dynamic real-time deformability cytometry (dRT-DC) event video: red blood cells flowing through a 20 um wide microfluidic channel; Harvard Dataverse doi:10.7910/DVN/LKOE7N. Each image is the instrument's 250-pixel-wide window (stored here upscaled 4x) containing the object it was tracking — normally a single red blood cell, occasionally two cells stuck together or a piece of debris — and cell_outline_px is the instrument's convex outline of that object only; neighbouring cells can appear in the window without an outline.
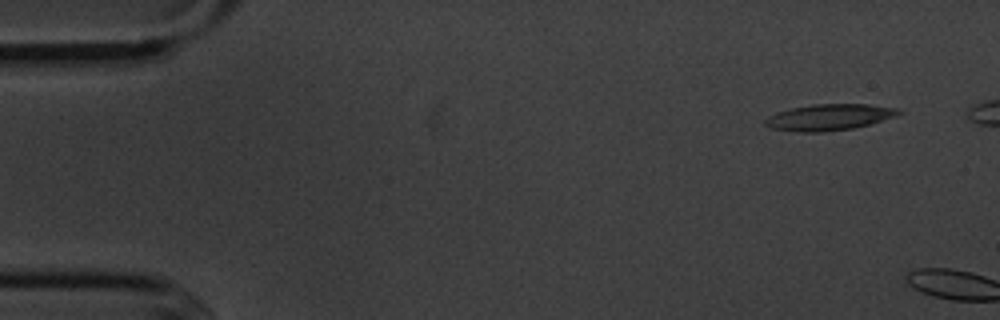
{"species": "common noctule bat (a hibernating species)", "species_latin": "Nyctalus noctula", "temperature_condition": "cold", "stored_images_in_passage": 6, "camera_frame_rate_fps": 3000, "um_per_image_px": 0.085, "animal": {"sex": "male", "body_mass_g": 20.1, "forearm_length_mm": 53.5}, "frame": {"image": 1, "passage_image": 1, "time_ms": 0.0, "image_size_px": [1000, 320], "cell_outline_px": [[904, 112], [896, 116], [872, 124], [852, 128], [824, 132], [800, 132], [772, 128], [764, 124], [764, 120], [768, 116], [776, 112], [792, 108], [812, 104], [868, 104], [900, 108]], "centroid_in_image_um": [70.52, 9.96], "position_along_channel_um": 14.5, "area_um2": 20.58}}